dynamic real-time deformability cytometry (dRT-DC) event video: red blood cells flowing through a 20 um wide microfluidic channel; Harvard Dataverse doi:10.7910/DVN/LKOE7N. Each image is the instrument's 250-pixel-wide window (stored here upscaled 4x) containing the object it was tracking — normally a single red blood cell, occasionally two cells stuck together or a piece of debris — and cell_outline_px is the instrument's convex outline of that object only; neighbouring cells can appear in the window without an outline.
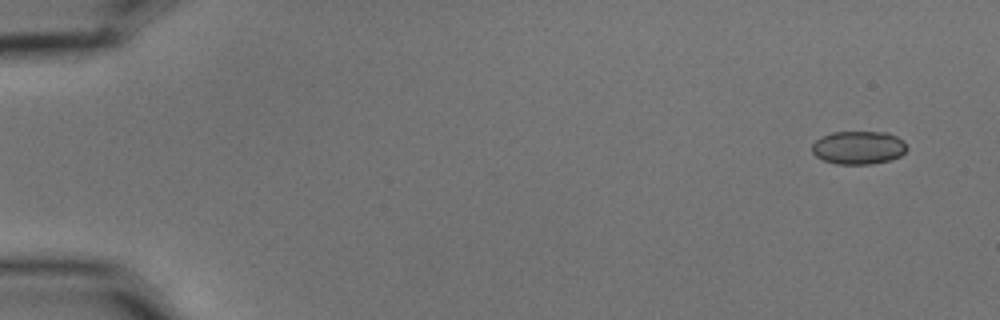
{"species": "common noctule bat (a hibernating species)", "species_latin": "Nyctalus noctula", "temperature_condition": "cold", "stored_images_in_passage": 4, "camera_frame_rate_fps": 3000, "um_per_image_px": 0.085, "animal": {"sex": "male", "body_mass_g": 15.6}, "frame": {"image": 1, "passage_image": 1, "time_ms": 0.0, "image_size_px": [1000, 320], "cell_outline_px": [[908, 148], [900, 156], [888, 160], [872, 164], [836, 164], [824, 160], [816, 156], [812, 152], [812, 144], [816, 140], [832, 132], [888, 132], [904, 140]], "centroid_in_image_um": [72.99, 12.54], "position_along_channel_um": 12.0, "area_um2": 18.38}}
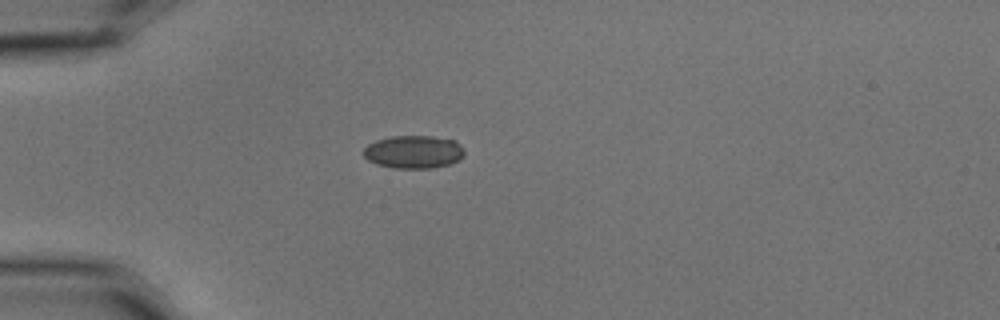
{"frame": {"image": 2, "passage_image": 4, "time_ms": 1.0, "image_size_px": [1000, 320], "cell_outline_px": [[464, 156], [460, 160], [448, 164], [432, 168], [392, 168], [376, 164], [368, 160], [360, 152], [368, 144], [376, 140], [392, 136], [432, 136], [456, 140], [464, 148]], "centroid_in_image_um": [35.15, 12.91], "position_along_channel_um": 49.8, "area_um2": 19.65}}